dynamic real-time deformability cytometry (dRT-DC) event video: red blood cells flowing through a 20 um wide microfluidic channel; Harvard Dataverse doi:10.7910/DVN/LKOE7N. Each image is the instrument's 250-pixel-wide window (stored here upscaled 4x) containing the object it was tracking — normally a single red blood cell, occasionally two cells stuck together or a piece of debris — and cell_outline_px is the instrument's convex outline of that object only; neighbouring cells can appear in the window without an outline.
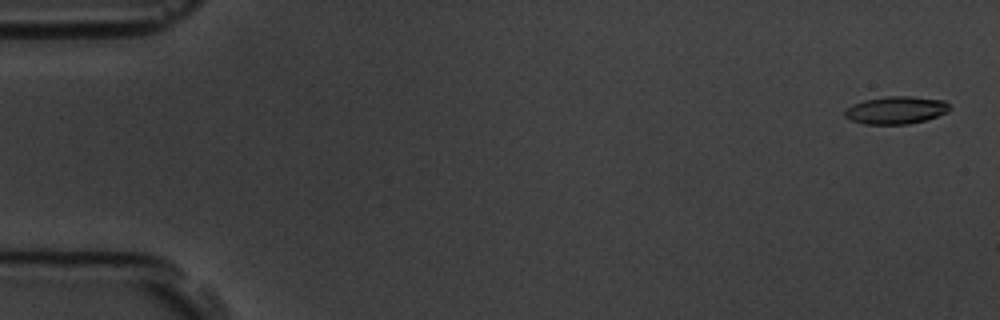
{"species": "common noctule bat (a hibernating species)", "species_latin": "Nyctalus noctula", "temperature_condition": "room temperature", "stored_images_in_passage": 4, "camera_frame_rate_fps": 3000, "um_per_image_px": 0.085, "animal": {"sex": "male", "body_mass_g": 19.5, "forearm_length_mm": 54.6}, "frame": {"image": 1, "passage_image": 1, "time_ms": 0.0, "image_size_px": [1000, 320], "cell_outline_px": [[948, 112], [924, 120], [908, 124], [864, 124], [852, 120], [844, 116], [844, 108], [852, 104], [864, 100], [888, 96], [912, 96], [944, 100], [948, 104]], "centroid_in_image_um": [76.11, 9.35], "position_along_channel_um": 8.9, "area_um2": 16.82}}